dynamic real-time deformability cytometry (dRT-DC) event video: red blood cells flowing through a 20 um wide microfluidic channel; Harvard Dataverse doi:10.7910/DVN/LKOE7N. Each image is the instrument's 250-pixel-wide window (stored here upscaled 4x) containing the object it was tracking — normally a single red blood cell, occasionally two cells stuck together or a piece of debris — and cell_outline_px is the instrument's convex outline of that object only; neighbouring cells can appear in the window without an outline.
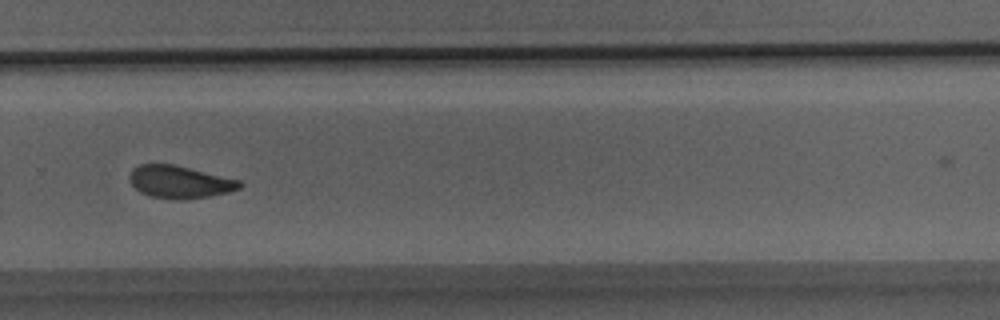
{"species": "Egyptian fruit bat (a non-hibernating species)", "species_latin": "Rousettus aegyptiacus", "temperature_condition": "room temperature", "stored_images_in_passage": 20, "camera_frame_rate_fps": 3000, "um_per_image_px": 0.085, "animal": {"sex": "male"}, "frame": {"image": 1, "passage_image": 16, "time_ms": 5.0, "image_size_px": [1000, 320], "cell_outline_px": [[244, 184], [240, 188], [228, 192], [208, 196], [184, 200], [176, 200], [152, 196], [140, 192], [132, 184], [132, 168], [140, 164], [172, 164], [240, 180]], "centroid_in_image_um": [15.31, 15.47], "position_along_channel_um": 314.5, "area_um2": 20.52}}
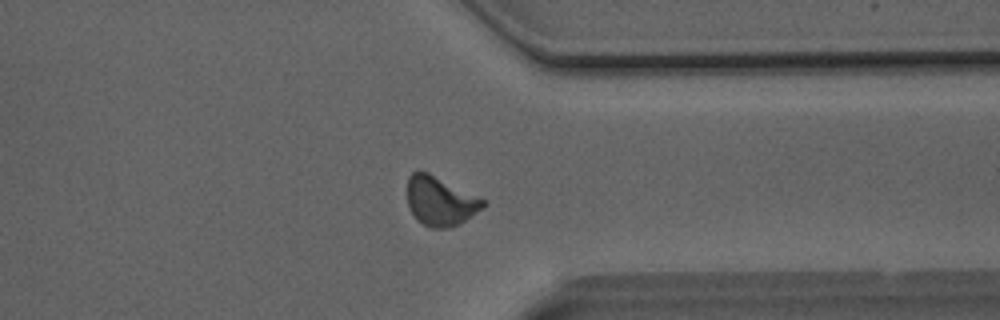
{"frame": {"image": 2, "passage_image": 19, "time_ms": 6.0, "image_size_px": [1000, 320], "cell_outline_px": [[488, 204], [484, 208], [460, 224], [452, 228], [432, 228], [416, 220], [408, 204], [408, 176], [412, 172], [428, 172], [488, 200]], "centroid_in_image_um": [37.49, 17.11], "position_along_channel_um": 373.9, "area_um2": 22.02}}